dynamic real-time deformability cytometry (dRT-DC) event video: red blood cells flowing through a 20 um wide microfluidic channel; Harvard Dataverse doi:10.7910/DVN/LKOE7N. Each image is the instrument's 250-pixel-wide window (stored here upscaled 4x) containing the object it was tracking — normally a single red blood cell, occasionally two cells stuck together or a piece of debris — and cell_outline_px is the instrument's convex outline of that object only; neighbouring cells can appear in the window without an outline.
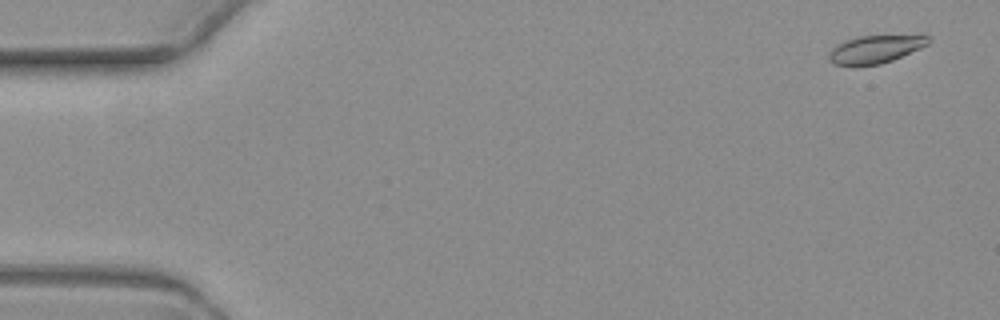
{"species": "common noctule bat (a hibernating species)", "species_latin": "Nyctalus noctula", "temperature_condition": "warm", "stored_images_in_passage": 5, "camera_frame_rate_fps": 3000, "um_per_image_px": 0.085, "animal": {"sex": "female", "body_mass_g": 19.3, "forearm_length_mm": 54.1}, "frame": {"image": 1, "passage_image": 1, "time_ms": 0.0, "image_size_px": [1000, 320], "cell_outline_px": [[932, 40], [928, 44], [920, 48], [892, 60], [880, 64], [836, 64], [828, 60], [828, 52], [832, 48], [848, 40], [860, 36], [924, 32], [932, 36]], "centroid_in_image_um": [74.58, 4.1], "position_along_channel_um": 10.4, "area_um2": 16.59}}
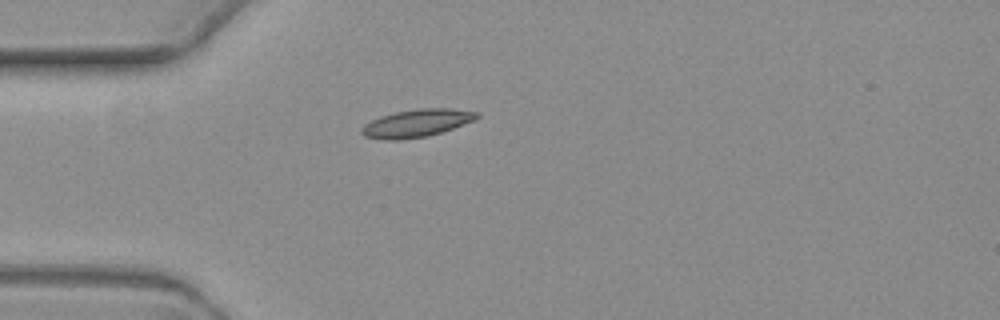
{"frame": {"image": 2, "passage_image": 5, "time_ms": 4.667, "image_size_px": [1000, 320], "cell_outline_px": [[480, 116], [476, 120], [428, 136], [396, 140], [384, 140], [364, 136], [360, 132], [360, 128], [364, 124], [380, 116], [396, 112], [420, 108], [448, 108], [480, 112]], "centroid_in_image_um": [35.41, 10.47], "position_along_channel_um": 49.6, "area_um2": 18.61}}